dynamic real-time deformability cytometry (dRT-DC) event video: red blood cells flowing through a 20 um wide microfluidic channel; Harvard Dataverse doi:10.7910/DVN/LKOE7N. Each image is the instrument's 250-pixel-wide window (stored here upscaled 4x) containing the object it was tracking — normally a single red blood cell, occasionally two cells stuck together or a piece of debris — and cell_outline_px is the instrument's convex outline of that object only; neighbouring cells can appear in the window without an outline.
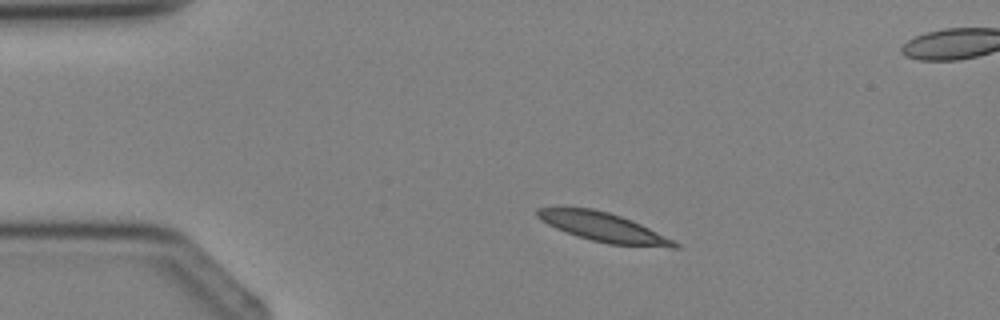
{"species": "Egyptian fruit bat (a non-hibernating species)", "species_latin": "Rousettus aegyptiacus", "temperature_condition": "cold", "stored_images_in_passage": 3, "camera_frame_rate_fps": 3000, "um_per_image_px": 0.085, "animal": {"sex": "female"}, "frame": {"image": 1, "passage_image": 1, "time_ms": 0.0, "image_size_px": [1000, 320], "cell_outline_px": [[680, 248], [672, 248], [608, 244], [576, 236], [556, 228], [540, 220], [536, 216], [536, 208], [592, 208], [608, 212], [632, 220], [680, 244]], "centroid_in_image_um": [51.28, 19.32], "position_along_channel_um": 33.7, "area_um2": 22.95}}
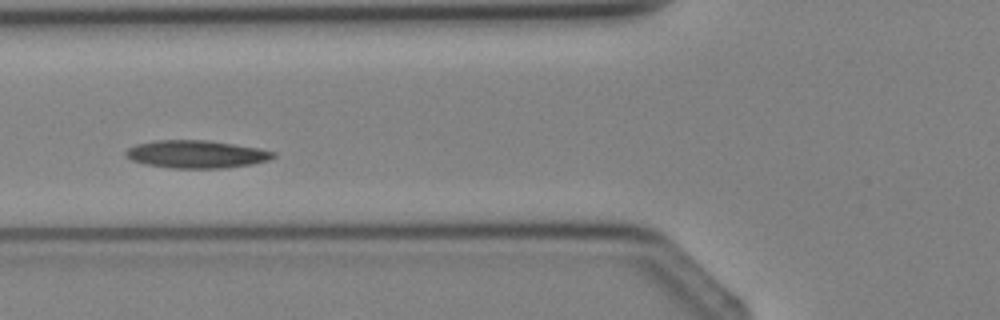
{"frame": {"image": 2, "passage_image": 3, "time_ms": 2.333, "image_size_px": [1000, 320], "cell_outline_px": [[276, 156], [268, 160], [252, 164], [228, 168], [172, 168], [144, 164], [132, 160], [124, 156], [124, 152], [128, 148], [136, 144], [156, 140], [208, 140], [260, 148], [276, 152]], "centroid_in_image_um": [16.69, 13.11], "position_along_channel_um": 109.1, "area_um2": 24.04}}